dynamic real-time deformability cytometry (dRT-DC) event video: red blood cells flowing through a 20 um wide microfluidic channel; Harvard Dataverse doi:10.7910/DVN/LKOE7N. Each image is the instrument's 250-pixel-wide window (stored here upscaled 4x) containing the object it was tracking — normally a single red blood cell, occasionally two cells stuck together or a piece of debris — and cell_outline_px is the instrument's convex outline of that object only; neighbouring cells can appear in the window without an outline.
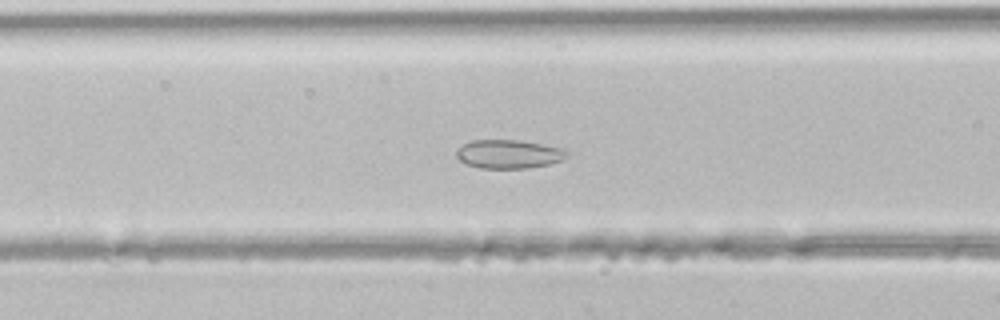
{"species": "common noctule bat (a hibernating species)", "species_latin": "Nyctalus noctula", "temperature_condition": "room temperature", "stored_images_in_passage": 43, "camera_frame_rate_fps": 3000, "um_per_image_px": 0.085, "animal": {"sex": "male", "body_mass_g": 21.5, "forearm_length_mm": 52.0}, "frame": {"image": 1, "passage_image": 17, "time_ms": 5.333, "image_size_px": [1000, 320], "cell_outline_px": [[568, 156], [552, 164], [528, 168], [480, 168], [468, 164], [460, 160], [456, 156], [456, 152], [464, 144], [472, 140], [520, 140], [568, 148]], "centroid_in_image_um": [43.32, 13.09], "position_along_channel_um": 123.3, "area_um2": 18.61}}
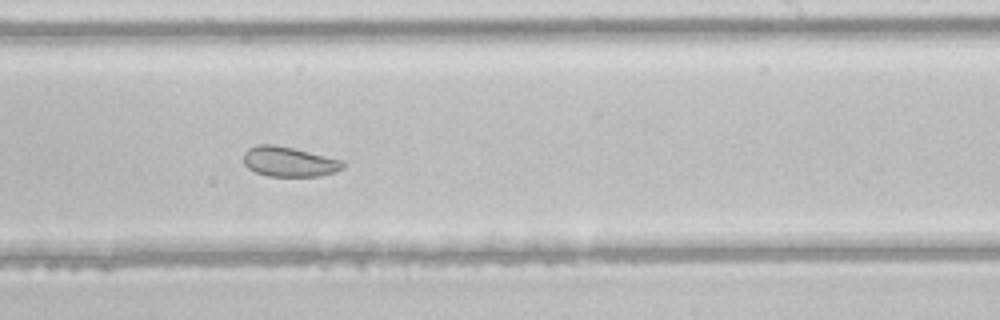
{"frame": {"image": 2, "passage_image": 26, "time_ms": 8.333, "image_size_px": [1000, 320], "cell_outline_px": [[344, 168], [336, 172], [320, 176], [268, 176], [256, 172], [248, 168], [244, 164], [244, 152], [248, 148], [256, 144], [276, 144], [344, 160]], "centroid_in_image_um": [24.58, 13.74], "position_along_channel_um": 264.4, "area_um2": 17.51}}
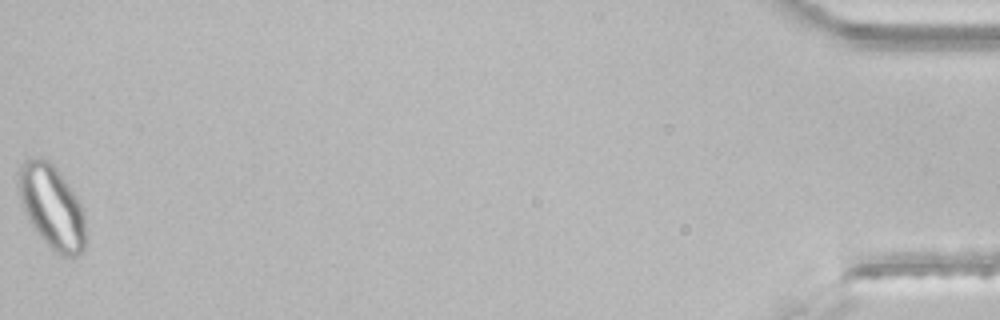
{"frame": {"image": 3, "passage_image": 43, "time_ms": 14.0, "image_size_px": [1000, 320], "cell_outline_px": [[88, 244], [76, 256], [60, 256], [40, 236], [28, 220], [16, 184], [16, 172], [20, 164], [24, 160], [32, 156], [48, 160], [56, 168], [76, 196], [84, 212], [88, 236]], "centroid_in_image_um": [4.41, 17.57], "position_along_channel_um": 430.8, "area_um2": 33.12}}